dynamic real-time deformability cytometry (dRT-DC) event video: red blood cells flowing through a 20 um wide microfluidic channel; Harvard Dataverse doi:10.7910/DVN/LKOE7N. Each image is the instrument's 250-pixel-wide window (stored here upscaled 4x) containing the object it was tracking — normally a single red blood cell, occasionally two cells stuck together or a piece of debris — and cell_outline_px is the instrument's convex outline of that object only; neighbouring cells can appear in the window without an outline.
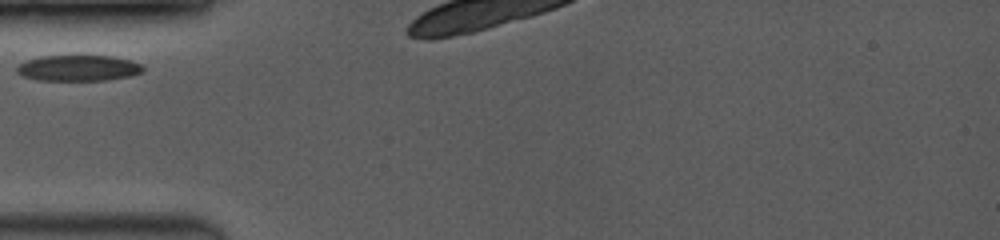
{"species": "common noctule bat (a hibernating species)", "species_latin": "Nyctalus noctula", "temperature_condition": "room temperature", "stored_images_in_passage": 4, "camera_frame_rate_fps": 3500, "um_per_image_px": 0.085, "animal": {"sex": "female", "body_mass_g": 19.0, "forearm_length_mm": 53.3}, "frame": {"image": 1, "passage_image": 1, "time_ms": 0.0, "image_size_px": [1000, 240], "cell_outline_px": [[144, 72], [128, 76], [108, 80], [36, 80], [24, 76], [16, 72], [16, 68], [20, 64], [28, 60], [40, 56], [112, 56], [128, 60], [140, 64], [144, 68]], "centroid_in_image_um": [6.66, 5.79], "position_along_channel_um": 78.3, "area_um2": 18.84}}
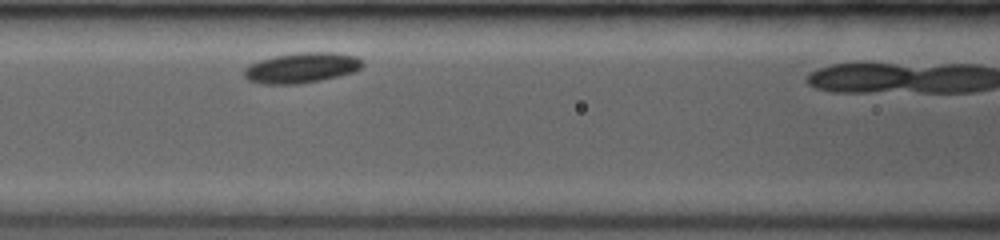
{"frame": {"image": 2, "passage_image": 3, "time_ms": 1.714, "image_size_px": [1000, 240], "cell_outline_px": [[364, 64], [356, 72], [320, 80], [300, 84], [260, 84], [248, 80], [244, 76], [244, 68], [260, 60], [276, 56], [296, 52], [336, 52], [356, 56]], "centroid_in_image_um": [25.65, 5.76], "position_along_channel_um": 140.9, "area_um2": 20.98}}